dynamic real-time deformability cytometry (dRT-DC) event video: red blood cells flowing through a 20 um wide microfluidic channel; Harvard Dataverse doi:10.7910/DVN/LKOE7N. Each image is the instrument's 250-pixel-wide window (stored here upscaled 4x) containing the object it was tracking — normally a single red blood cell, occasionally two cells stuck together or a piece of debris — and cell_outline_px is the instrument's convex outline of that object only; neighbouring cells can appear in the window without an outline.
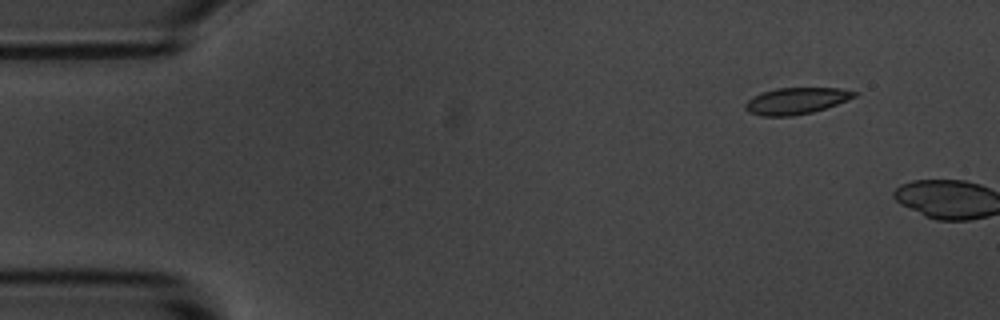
{"species": "common noctule bat (a hibernating species)", "species_latin": "Nyctalus noctula", "temperature_condition": "room temperature", "stored_images_in_passage": 6, "camera_frame_rate_fps": 3000, "um_per_image_px": 0.085, "animal": {"sex": "male", "body_mass_g": 20.1, "forearm_length_mm": 53.5}, "frame": {"image": 1, "passage_image": 6, "time_ms": 6.667, "image_size_px": [1000, 320], "cell_outline_px": [[860, 92], [856, 96], [848, 100], [812, 112], [792, 116], [760, 116], [748, 112], [744, 108], [744, 104], [752, 96], [760, 92], [776, 88], [840, 88]], "centroid_in_image_um": [67.64, 8.57], "position_along_channel_um": 17.4, "area_um2": 16.99}}